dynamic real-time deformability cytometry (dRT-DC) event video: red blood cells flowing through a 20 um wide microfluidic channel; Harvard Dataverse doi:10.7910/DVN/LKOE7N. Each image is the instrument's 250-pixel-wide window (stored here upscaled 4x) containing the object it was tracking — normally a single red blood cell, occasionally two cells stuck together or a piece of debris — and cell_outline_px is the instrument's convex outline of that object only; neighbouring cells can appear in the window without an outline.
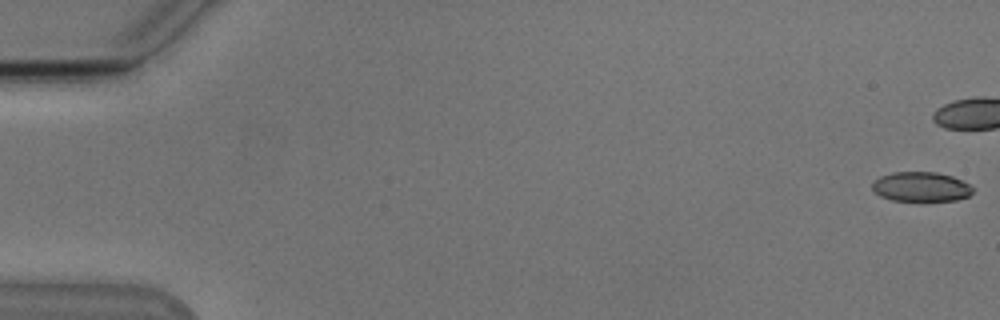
{"species": "Egyptian fruit bat (a non-hibernating species)", "species_latin": "Rousettus aegyptiacus", "temperature_condition": "cold", "stored_images_in_passage": 56, "camera_frame_rate_fps": 3000, "um_per_image_px": 0.085, "animal": {"sex": "male"}, "frame": {"image": 1, "passage_image": 1, "time_ms": 0.0, "image_size_px": [1000, 320], "cell_outline_px": [[972, 192], [968, 196], [956, 200], [892, 200], [880, 196], [872, 188], [872, 184], [880, 176], [892, 172], [936, 172], [952, 176], [968, 184], [972, 188]], "centroid_in_image_um": [78.27, 15.86], "position_along_channel_um": 6.7, "area_um2": 17.05}}
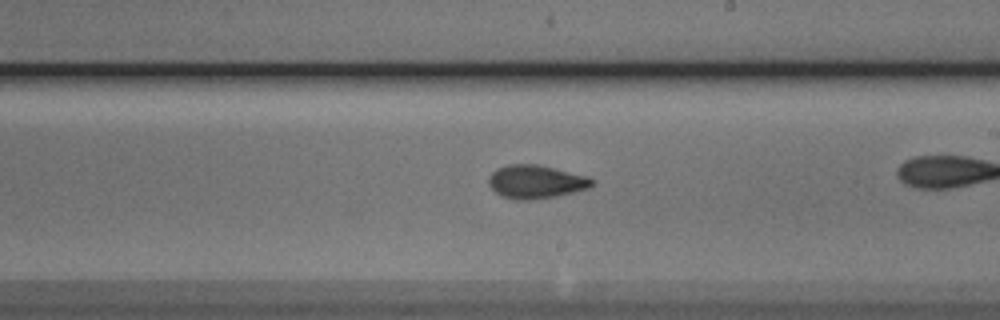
{"frame": {"image": 2, "passage_image": 32, "time_ms": 10.333, "image_size_px": [1000, 320], "cell_outline_px": [[596, 180], [588, 188], [556, 196], [528, 200], [516, 200], [504, 196], [496, 192], [488, 184], [488, 176], [496, 168], [508, 164], [536, 164], [588, 176]], "centroid_in_image_um": [45.53, 15.44], "position_along_channel_um": 243.5, "area_um2": 20.0}, "authors_computed_cell_mechanics": {"area_um2": 18.9584, "velocity_mm_per_s": 3.8383, "shape_relaxation_time_tau1_ms": null, "shape_relaxation_time_tau2_ms": 1.85, "deformation_change_tau1": null, "deformation_change_tau2": 0.0761}}